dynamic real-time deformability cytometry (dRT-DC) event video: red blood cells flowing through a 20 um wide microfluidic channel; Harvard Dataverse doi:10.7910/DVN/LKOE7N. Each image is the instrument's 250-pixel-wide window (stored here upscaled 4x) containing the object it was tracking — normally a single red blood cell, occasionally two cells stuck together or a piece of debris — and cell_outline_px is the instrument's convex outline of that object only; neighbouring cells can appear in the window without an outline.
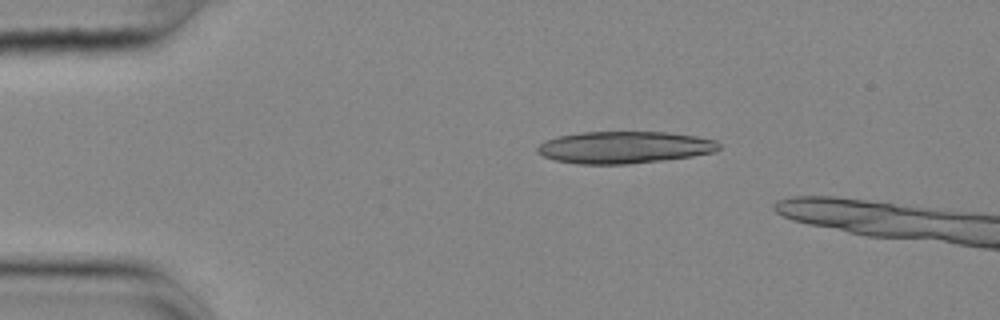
{"species": "common noctule bat (a hibernating species)", "species_latin": "Nyctalus noctula", "temperature_condition": "cold", "stored_images_in_passage": 5, "camera_frame_rate_fps": 3000, "um_per_image_px": 0.085, "animal": {"sex": "female", "body_mass_g": 25.1}, "frame": {"image": 1, "passage_image": 1, "time_ms": 0.0, "image_size_px": [1000, 320], "cell_outline_px": [[720, 148], [716, 152], [692, 156], [628, 164], [580, 164], [556, 160], [544, 156], [536, 152], [536, 148], [544, 140], [556, 136], [580, 132], [668, 132], [696, 136], [716, 140], [720, 144]], "centroid_in_image_um": [53.06, 12.51], "position_along_channel_um": 31.9, "area_um2": 33.99}}